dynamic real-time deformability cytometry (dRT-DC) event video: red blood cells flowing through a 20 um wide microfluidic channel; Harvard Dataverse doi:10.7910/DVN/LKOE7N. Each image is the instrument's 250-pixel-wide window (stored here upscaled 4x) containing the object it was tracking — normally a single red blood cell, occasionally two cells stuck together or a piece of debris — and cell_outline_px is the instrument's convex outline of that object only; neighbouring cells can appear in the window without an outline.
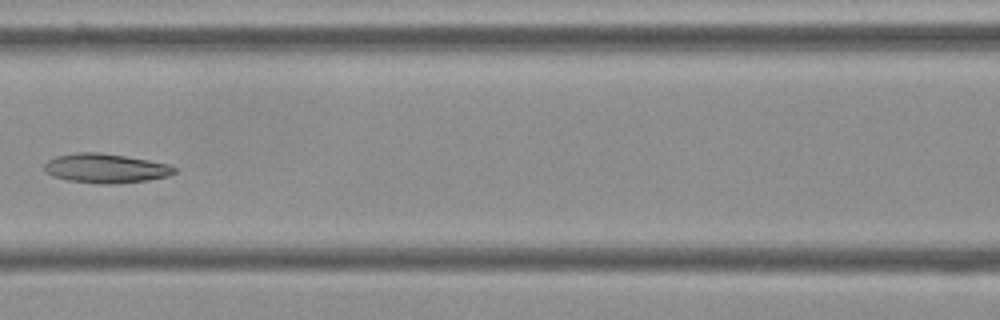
{"species": "Egyptian fruit bat (a non-hibernating species)", "species_latin": "Rousettus aegyptiacus", "temperature_condition": "cold", "stored_images_in_passage": 8, "camera_frame_rate_fps": 3000, "um_per_image_px": 0.085, "frame": {"image": 1, "passage_image": 7, "time_ms": 2.0, "image_size_px": [1000, 320], "cell_outline_px": [[180, 168], [176, 172], [168, 176], [148, 180], [116, 184], [100, 184], [68, 180], [52, 176], [44, 172], [44, 164], [48, 160], [56, 156], [76, 152], [100, 152], [148, 160], [168, 164]], "centroid_in_image_um": [8.98, 14.31], "position_along_channel_um": 157.6, "area_um2": 22.43}}
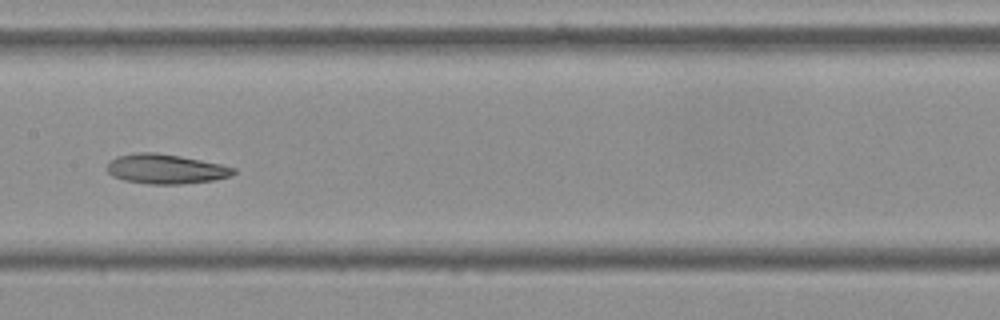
{"frame": {"image": 2, "passage_image": 8, "time_ms": 2.333, "image_size_px": [1000, 320], "cell_outline_px": [[236, 172], [228, 176], [212, 180], [180, 184], [148, 184], [124, 180], [112, 176], [108, 172], [108, 164], [116, 156], [136, 152], [156, 152], [180, 156], [220, 164], [236, 168]], "centroid_in_image_um": [14.06, 14.36], "position_along_channel_um": 193.3, "area_um2": 21.68}}